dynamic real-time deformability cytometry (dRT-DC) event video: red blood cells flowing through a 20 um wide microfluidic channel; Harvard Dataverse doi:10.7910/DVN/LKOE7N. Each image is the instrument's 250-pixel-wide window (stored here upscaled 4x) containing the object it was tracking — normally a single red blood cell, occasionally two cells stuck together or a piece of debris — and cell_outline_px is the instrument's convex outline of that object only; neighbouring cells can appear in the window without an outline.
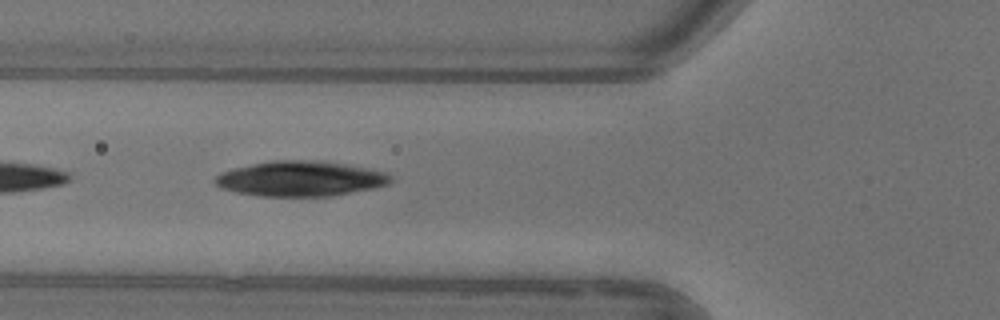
{"species": "common noctule bat (a hibernating species)", "species_latin": "Nyctalus noctula", "temperature_condition": "warm", "stored_images_in_passage": 4, "camera_frame_rate_fps": 3000, "um_per_image_px": 0.085, "animal": {"sex": "female"}, "frame": {"image": 1, "passage_image": 4, "time_ms": 4.333, "image_size_px": [1000, 320], "cell_outline_px": [[392, 180], [388, 184], [376, 188], [332, 196], [260, 196], [236, 192], [224, 188], [216, 184], [216, 176], [224, 172], [236, 168], [276, 160], [312, 160], [348, 164], [388, 172], [392, 176]], "centroid_in_image_um": [25.65, 15.19], "position_along_channel_um": 100.1, "area_um2": 35.72}}